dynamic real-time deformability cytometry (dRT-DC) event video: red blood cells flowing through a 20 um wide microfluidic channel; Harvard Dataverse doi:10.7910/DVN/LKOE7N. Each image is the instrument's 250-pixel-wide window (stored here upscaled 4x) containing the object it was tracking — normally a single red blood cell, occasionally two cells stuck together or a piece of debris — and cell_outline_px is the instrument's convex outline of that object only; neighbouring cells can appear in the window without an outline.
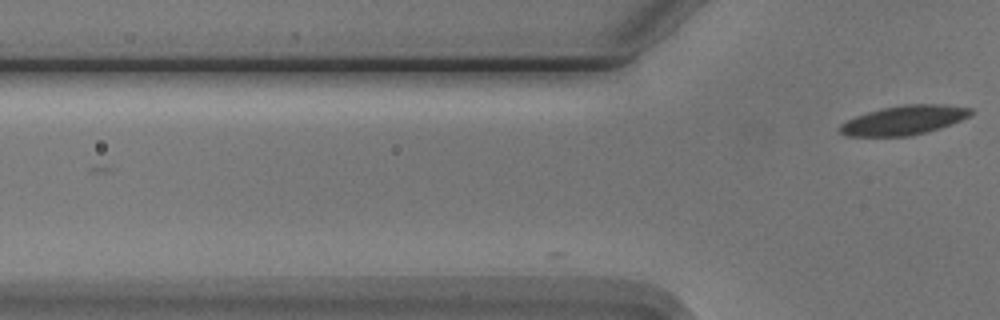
{"species": "Egyptian fruit bat (a non-hibernating species)", "species_latin": "Rousettus aegyptiacus", "temperature_condition": "cold", "stored_images_in_passage": 3, "camera_frame_rate_fps": 3000, "um_per_image_px": 0.085, "animal": {"sex": "male"}, "frame": {"image": 1, "passage_image": 3, "time_ms": 0.667, "image_size_px": [1000, 320], "cell_outline_px": [[972, 112], [968, 116], [960, 120], [924, 132], [908, 136], [844, 136], [836, 128], [840, 124], [856, 116], [868, 112], [884, 108], [904, 104], [944, 104], [972, 108]], "centroid_in_image_um": [76.77, 10.21], "position_along_channel_um": 49.0, "area_um2": 21.96}}